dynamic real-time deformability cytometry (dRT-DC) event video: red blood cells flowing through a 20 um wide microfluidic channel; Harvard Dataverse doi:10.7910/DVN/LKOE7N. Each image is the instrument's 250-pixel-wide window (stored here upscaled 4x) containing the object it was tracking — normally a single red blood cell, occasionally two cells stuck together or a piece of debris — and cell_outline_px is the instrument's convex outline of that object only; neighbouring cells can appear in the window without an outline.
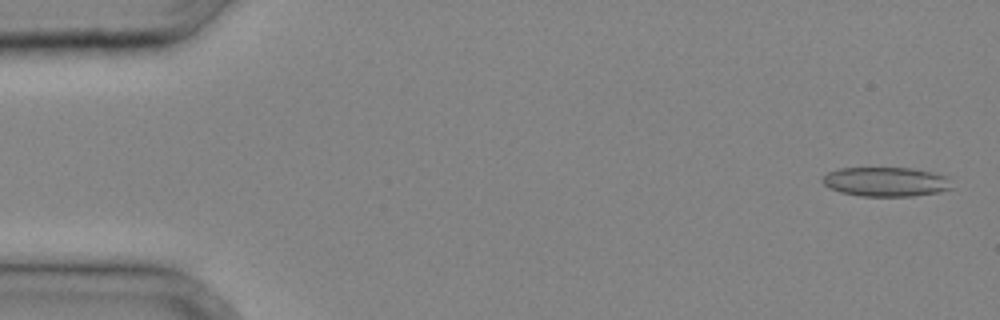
{"species": "common noctule bat (a hibernating species)", "species_latin": "Nyctalus noctula", "temperature_condition": "cold", "stored_images_in_passage": 33, "camera_frame_rate_fps": 3000, "um_per_image_px": 0.085, "animal": {"sex": "male", "body_mass_g": 20.4}, "frame": {"image": 1, "passage_image": 1, "time_ms": 0.0, "image_size_px": [1000, 320], "cell_outline_px": [[952, 188], [940, 192], [912, 196], [860, 196], [840, 192], [828, 188], [820, 180], [828, 172], [840, 168], [912, 168], [932, 172], [948, 176]], "centroid_in_image_um": [75.29, 15.45], "position_along_channel_um": 9.7, "area_um2": 22.25}}
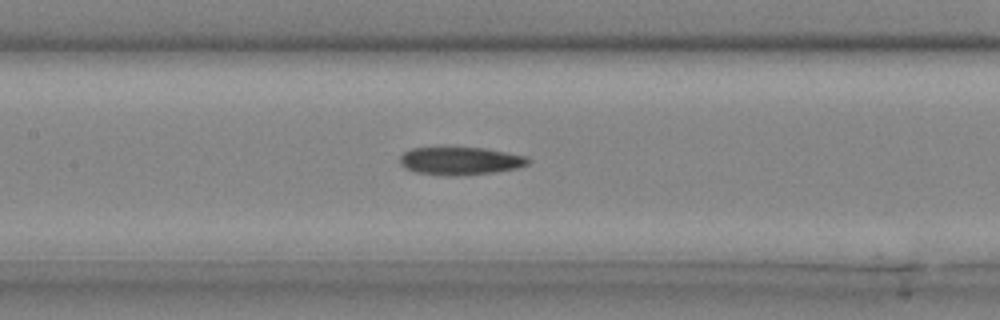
{"frame": {"image": 2, "passage_image": 16, "time_ms": 5.0, "image_size_px": [1000, 320], "cell_outline_px": [[532, 160], [528, 164], [520, 168], [492, 172], [456, 176], [448, 176], [416, 172], [404, 168], [400, 164], [400, 156], [404, 152], [412, 148], [484, 148], [528, 156]], "centroid_in_image_um": [39.15, 13.68], "position_along_channel_um": 168.2, "area_um2": 20.87}}
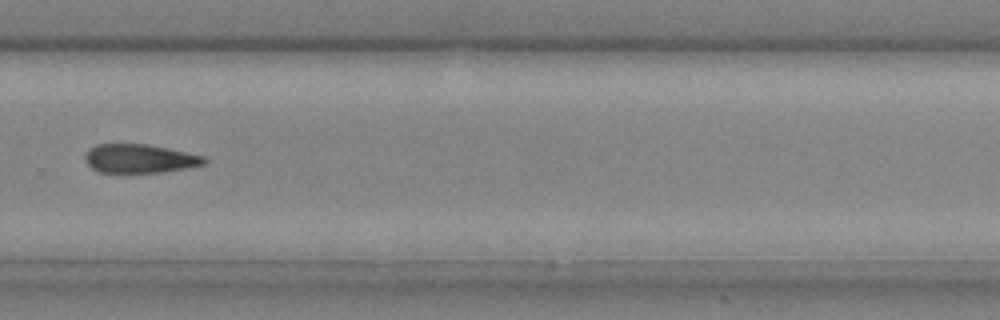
{"frame": {"image": 3, "passage_image": 24, "time_ms": 7.667, "image_size_px": [1000, 320], "cell_outline_px": [[208, 160], [204, 164], [188, 168], [164, 172], [100, 172], [92, 168], [84, 160], [84, 156], [88, 148], [96, 144], [148, 144], [168, 148], [204, 156]], "centroid_in_image_um": [11.86, 13.47], "position_along_channel_um": 317.9, "area_um2": 20.06}}